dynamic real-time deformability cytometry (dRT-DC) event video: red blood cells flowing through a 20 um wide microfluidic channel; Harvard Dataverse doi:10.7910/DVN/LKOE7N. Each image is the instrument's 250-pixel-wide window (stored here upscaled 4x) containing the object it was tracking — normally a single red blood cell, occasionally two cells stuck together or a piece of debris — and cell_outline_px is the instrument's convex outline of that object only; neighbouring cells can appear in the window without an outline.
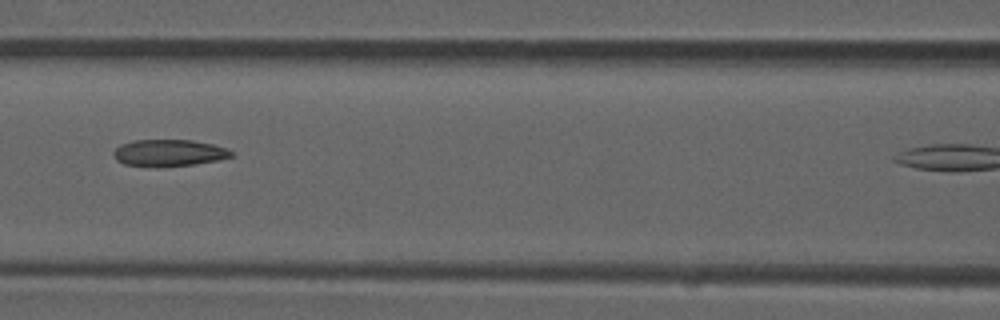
{"species": "common noctule bat (a hibernating species)", "species_latin": "Nyctalus noctula", "temperature_condition": "room temperature", "stored_images_in_passage": 4, "segment_of_instrument_passage": [1, 2], "camera_frame_rate_fps": 3000, "um_per_image_px": 0.085, "animal": {"sex": "male", "forearm_length_mm": 52.5}, "frame": {"image": 1, "passage_image": 3, "time_ms": 0.667, "image_size_px": [1000, 320], "cell_outline_px": [[232, 156], [216, 160], [192, 164], [160, 168], [124, 164], [116, 160], [112, 156], [112, 152], [120, 144], [136, 140], [192, 140], [212, 144], [228, 148], [232, 152]], "centroid_in_image_um": [14.3, 13.0], "position_along_channel_um": 152.3, "area_um2": 18.5}}